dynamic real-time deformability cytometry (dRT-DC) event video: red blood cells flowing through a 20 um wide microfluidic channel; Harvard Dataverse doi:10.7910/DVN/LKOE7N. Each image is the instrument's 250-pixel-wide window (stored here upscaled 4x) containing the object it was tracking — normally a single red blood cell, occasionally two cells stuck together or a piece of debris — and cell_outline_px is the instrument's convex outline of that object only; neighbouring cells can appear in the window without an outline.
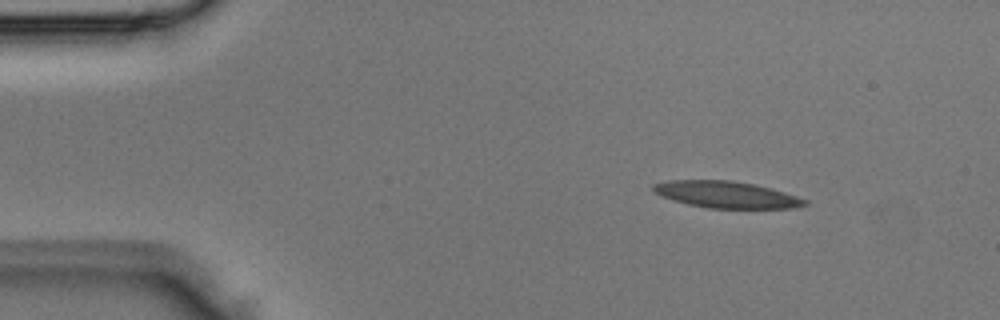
{"species": "Egyptian fruit bat (a non-hibernating species)", "species_latin": "Rousettus aegyptiacus", "temperature_condition": "room temperature", "stored_images_in_passage": 3, "camera_frame_rate_fps": 3000, "um_per_image_px": 0.085, "animal": {"sex": "male"}, "frame": {"image": 1, "passage_image": 1, "time_ms": 0.0, "image_size_px": [1000, 320], "cell_outline_px": [[808, 204], [792, 208], [708, 208], [688, 204], [664, 196], [656, 192], [652, 188], [652, 184], [664, 180], [732, 180], [756, 184], [784, 192], [808, 200]], "centroid_in_image_um": [61.76, 16.53], "position_along_channel_um": 23.2, "area_um2": 23.41}}
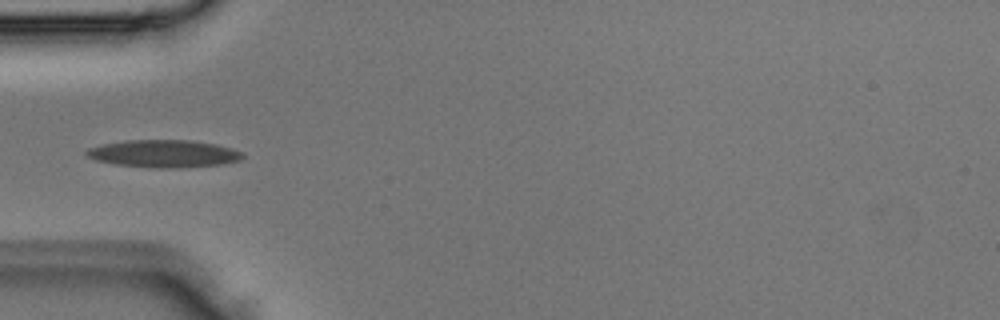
{"frame": {"image": 2, "passage_image": 3, "time_ms": 0.667, "image_size_px": [1000, 320], "cell_outline_px": [[244, 156], [240, 160], [220, 164], [180, 168], [156, 168], [116, 164], [96, 160], [88, 156], [84, 152], [88, 148], [104, 144], [124, 140], [192, 140], [216, 144], [232, 148], [244, 152]], "centroid_in_image_um": [13.95, 13.05], "position_along_channel_um": 71.0, "area_um2": 25.03}}